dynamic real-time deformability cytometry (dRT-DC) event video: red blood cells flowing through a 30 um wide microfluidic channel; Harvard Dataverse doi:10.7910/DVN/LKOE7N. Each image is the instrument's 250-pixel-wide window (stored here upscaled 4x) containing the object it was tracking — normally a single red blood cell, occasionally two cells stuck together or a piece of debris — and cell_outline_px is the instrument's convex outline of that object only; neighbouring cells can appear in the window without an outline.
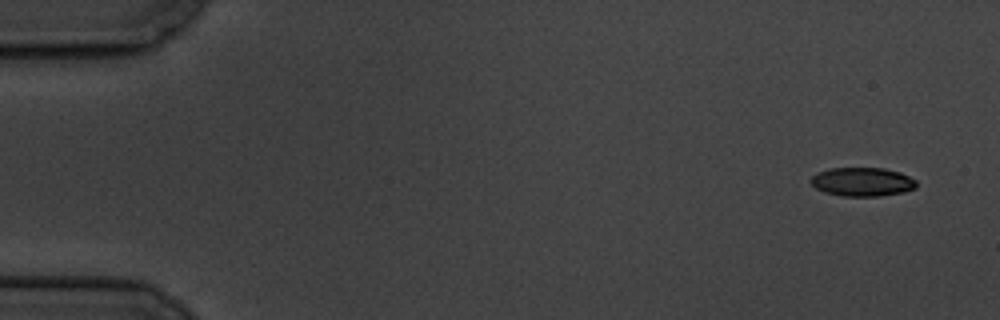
{"species": "common noctule bat (a hibernating species)", "species_latin": "Nyctalus noctula", "temperature_condition": "cold", "stored_images_in_passage": 5, "camera_frame_rate_fps": 3000, "um_per_image_px": 0.085, "animal": {"sex": "male", "body_mass_g": 19.5, "forearm_length_mm": 54.6}, "frame": {"image": 1, "passage_image": 1, "time_ms": 0.0, "image_size_px": [1000, 320], "cell_outline_px": [[916, 188], [904, 192], [880, 196], [840, 196], [824, 192], [816, 188], [808, 180], [816, 172], [828, 168], [884, 168], [900, 172], [916, 180]], "centroid_in_image_um": [73.27, 15.45], "position_along_channel_um": 11.7, "area_um2": 17.92}}
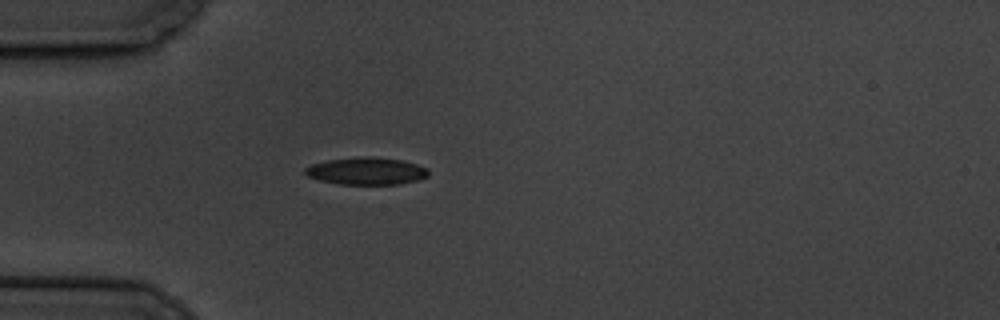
{"frame": {"image": 2, "passage_image": 5, "time_ms": 4.667, "image_size_px": [1000, 320], "cell_outline_px": [[428, 176], [416, 180], [400, 184], [340, 184], [320, 180], [308, 176], [304, 172], [304, 168], [312, 164], [328, 160], [368, 156], [372, 156], [404, 160], [428, 168]], "centroid_in_image_um": [31.16, 14.53], "position_along_channel_um": 53.8, "area_um2": 19.54}}